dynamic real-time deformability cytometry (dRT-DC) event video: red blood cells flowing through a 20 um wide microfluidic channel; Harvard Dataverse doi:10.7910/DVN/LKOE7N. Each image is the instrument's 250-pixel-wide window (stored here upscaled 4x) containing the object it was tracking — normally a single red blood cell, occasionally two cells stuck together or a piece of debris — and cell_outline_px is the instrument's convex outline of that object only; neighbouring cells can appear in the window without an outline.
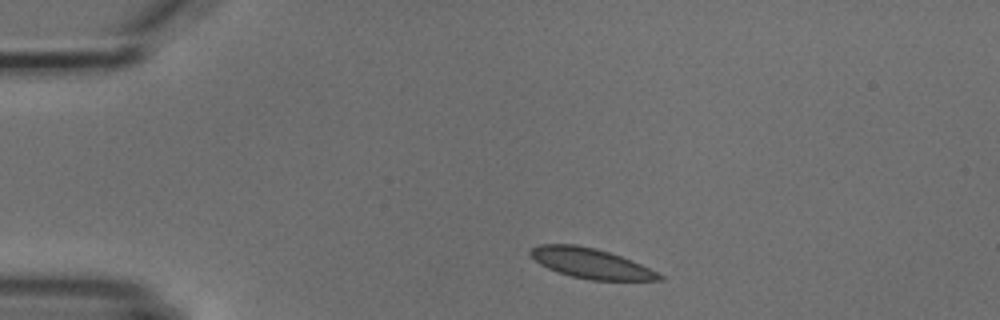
{"species": "common noctule bat (a hibernating species)", "species_latin": "Nyctalus noctula", "temperature_condition": "cold", "stored_images_in_passage": 5, "camera_frame_rate_fps": 3000, "um_per_image_px": 0.085, "animal": {"sex": "male", "body_mass_g": 18.8}, "frame": {"image": 1, "passage_image": 1, "time_ms": 0.0, "image_size_px": [1000, 320], "cell_outline_px": [[664, 280], [592, 280], [572, 276], [556, 272], [540, 264], [528, 252], [532, 248], [540, 244], [576, 244], [596, 248], [632, 260], [664, 276]], "centroid_in_image_um": [50.21, 22.38], "position_along_channel_um": 34.8, "area_um2": 22.37}}
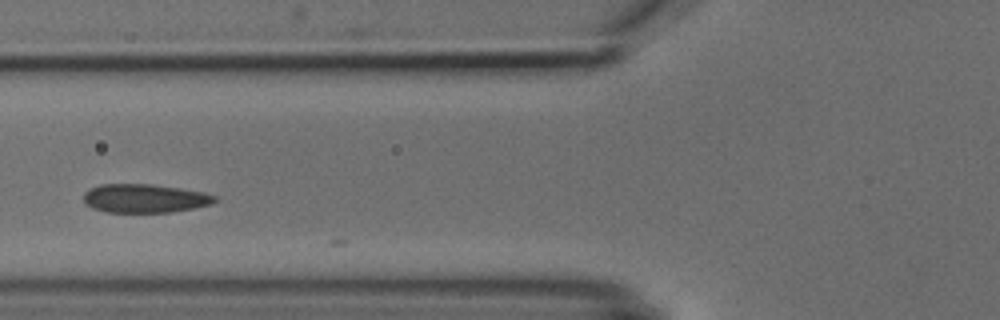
{"frame": {"image": 2, "passage_image": 4, "time_ms": 3.333, "image_size_px": [1000, 320], "cell_outline_px": [[216, 200], [212, 204], [172, 212], [104, 212], [92, 208], [84, 204], [84, 192], [100, 184], [152, 184], [204, 192], [216, 196]], "centroid_in_image_um": [12.27, 16.86], "position_along_channel_um": 113.5, "area_um2": 21.91}}